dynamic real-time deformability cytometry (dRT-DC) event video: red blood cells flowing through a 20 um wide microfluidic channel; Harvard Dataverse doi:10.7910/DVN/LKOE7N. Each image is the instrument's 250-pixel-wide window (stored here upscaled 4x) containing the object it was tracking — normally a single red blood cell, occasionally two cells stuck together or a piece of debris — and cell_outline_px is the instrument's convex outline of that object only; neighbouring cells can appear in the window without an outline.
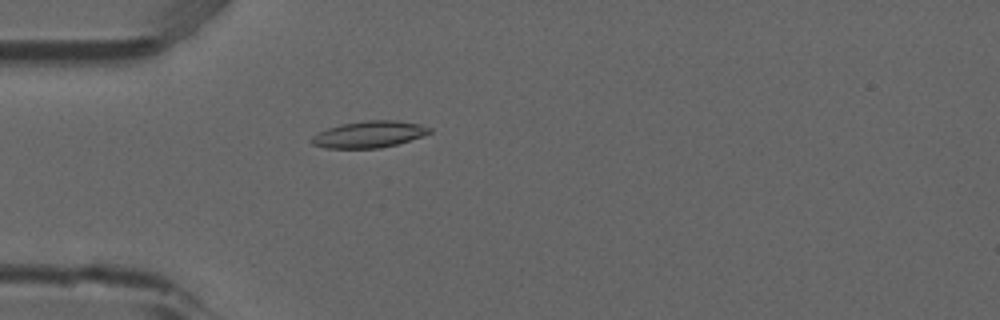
{"species": "common noctule bat (a hibernating species)", "species_latin": "Nyctalus noctula", "temperature_condition": "room temperature", "stored_images_in_passage": 4, "camera_frame_rate_fps": 3000, "um_per_image_px": 0.085, "animal": {"sex": "male", "forearm_length_mm": 52.5}, "frame": {"image": 1, "passage_image": 4, "time_ms": 1.0, "image_size_px": [1000, 320], "cell_outline_px": [[432, 132], [396, 144], [380, 148], [324, 148], [312, 144], [308, 140], [312, 136], [328, 128], [344, 124], [364, 120], [396, 120], [420, 124], [432, 128]], "centroid_in_image_um": [31.35, 11.42], "position_along_channel_um": 53.6, "area_um2": 18.15}}